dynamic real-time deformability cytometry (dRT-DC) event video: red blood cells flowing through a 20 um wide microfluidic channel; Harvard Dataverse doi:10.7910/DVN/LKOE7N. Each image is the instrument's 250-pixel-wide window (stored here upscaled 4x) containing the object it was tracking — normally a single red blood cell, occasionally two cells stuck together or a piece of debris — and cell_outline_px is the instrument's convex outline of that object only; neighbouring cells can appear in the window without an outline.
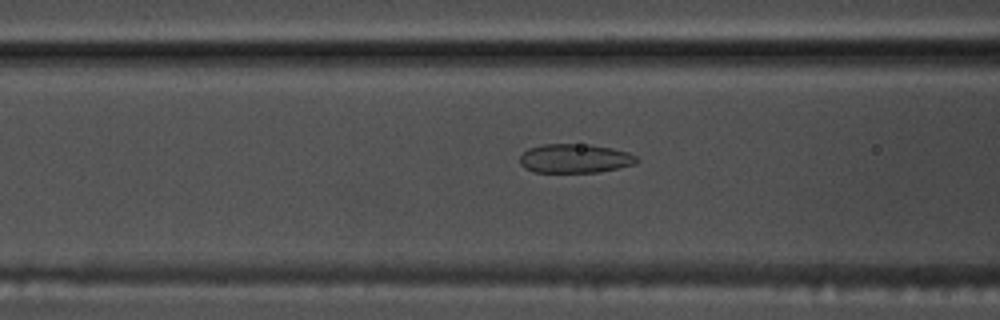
{"species": "common noctule bat (a hibernating species)", "species_latin": "Nyctalus noctula", "temperature_condition": "warm", "stored_images_in_passage": 40, "segment_of_instrument_passage": [1, 2], "camera_frame_rate_fps": 3000, "um_per_image_px": 0.085, "animal": {"sex": "male", "body_mass_g": 17.5, "forearm_length_mm": 52.3}, "frame": {"image": 1, "passage_image": 7, "time_ms": 2.0, "image_size_px": [1000, 320], "cell_outline_px": [[640, 160], [636, 164], [600, 172], [532, 172], [524, 168], [520, 164], [520, 156], [528, 148], [544, 144], [592, 144], [612, 148], [628, 152], [636, 156]], "centroid_in_image_um": [48.88, 13.47], "position_along_channel_um": 117.7, "area_um2": 20.0}}
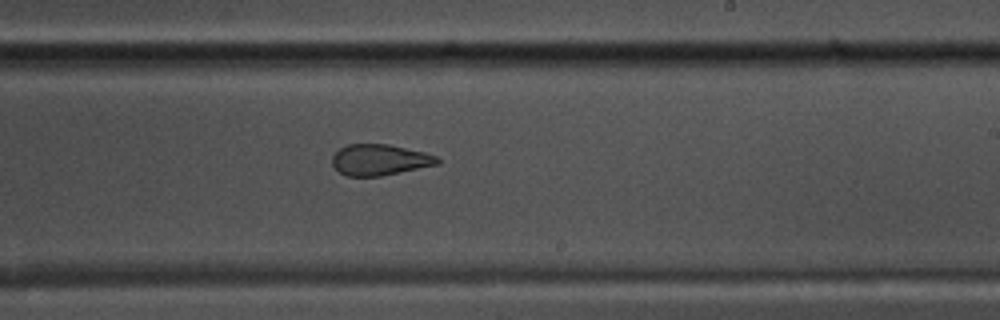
{"frame": {"image": 2, "passage_image": 18, "time_ms": 5.667, "image_size_px": [1000, 320], "cell_outline_px": [[440, 164], [380, 176], [348, 176], [340, 172], [332, 164], [332, 156], [340, 148], [348, 144], [388, 144], [424, 152], [440, 156]], "centroid_in_image_um": [32.31, 13.58], "position_along_channel_um": 256.7, "area_um2": 19.02}}
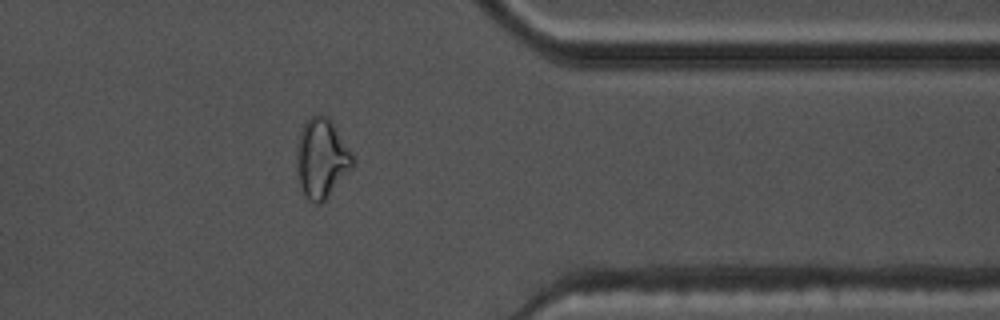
{"frame": {"image": 3, "passage_image": 29, "time_ms": 9.333, "image_size_px": [1000, 320], "cell_outline_px": [[356, 164], [328, 196], [320, 204], [312, 204], [308, 200], [300, 184], [296, 168], [296, 152], [300, 132], [304, 124], [312, 116], [320, 112], [328, 116], [352, 152], [356, 160]], "centroid_in_image_um": [27.36, 13.45], "position_along_channel_um": 384.0, "area_um2": 26.13}}